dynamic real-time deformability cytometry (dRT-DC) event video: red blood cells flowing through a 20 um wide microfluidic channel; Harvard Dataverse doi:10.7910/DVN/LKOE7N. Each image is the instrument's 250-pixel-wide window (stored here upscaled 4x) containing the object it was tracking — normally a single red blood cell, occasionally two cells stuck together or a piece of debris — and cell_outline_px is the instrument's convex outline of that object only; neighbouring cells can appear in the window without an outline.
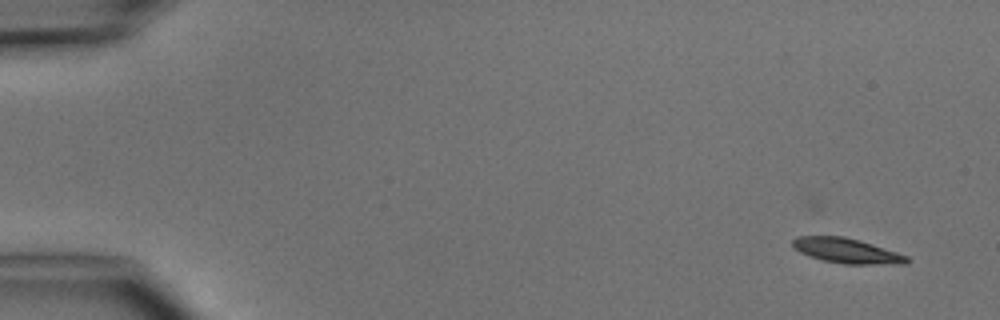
{"species": "common noctule bat (a hibernating species)", "species_latin": "Nyctalus noctula", "temperature_condition": "cold", "stored_images_in_passage": 7, "camera_frame_rate_fps": 3000, "um_per_image_px": 0.085, "animal": {"sex": "male", "body_mass_g": 15.6}, "frame": {"image": 1, "passage_image": 2, "time_ms": 2.333, "image_size_px": [1000, 320], "cell_outline_px": [[908, 264], [844, 264], [824, 260], [808, 256], [800, 252], [792, 244], [792, 240], [796, 236], [844, 236], [860, 240], [908, 256]], "centroid_in_image_um": [71.97, 21.31], "position_along_channel_um": 13.0, "area_um2": 16.53}}